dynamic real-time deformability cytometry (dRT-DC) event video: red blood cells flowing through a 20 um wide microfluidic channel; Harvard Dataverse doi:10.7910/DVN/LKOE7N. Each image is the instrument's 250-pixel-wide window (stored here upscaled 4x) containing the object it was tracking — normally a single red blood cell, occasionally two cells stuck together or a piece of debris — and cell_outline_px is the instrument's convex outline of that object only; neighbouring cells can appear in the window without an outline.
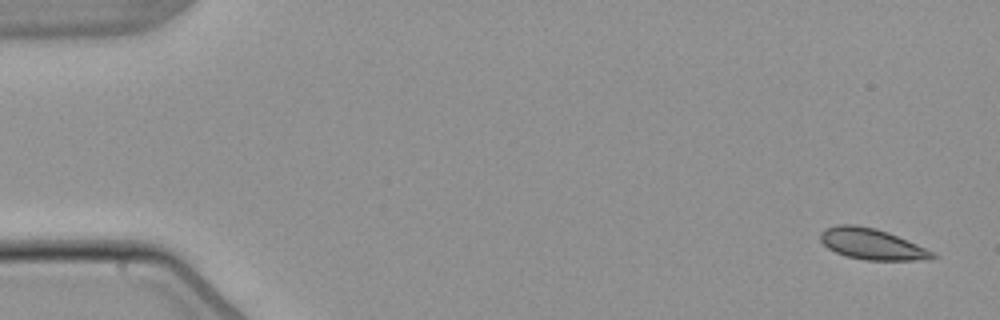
{"species": "common noctule bat (a hibernating species)", "species_latin": "Nyctalus noctula", "temperature_condition": "warm", "stored_images_in_passage": 6, "camera_frame_rate_fps": 3000, "um_per_image_px": 0.085, "animal": {"sex": "male", "body_mass_g": 21.5, "forearm_length_mm": 52.0}, "frame": {"image": 1, "passage_image": 1, "time_ms": 0.0, "image_size_px": [1000, 320], "cell_outline_px": [[940, 256], [916, 260], [864, 260], [844, 256], [828, 248], [820, 240], [820, 232], [824, 228], [836, 224], [852, 224], [876, 228], [888, 232], [916, 244]], "centroid_in_image_um": [74.03, 20.73], "position_along_channel_um": 11.0, "area_um2": 20.17}}
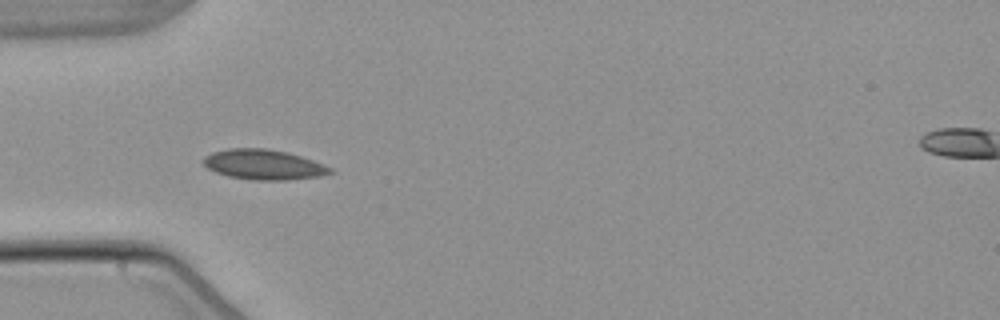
{"frame": {"image": 2, "passage_image": 5, "time_ms": 5.0, "image_size_px": [1000, 320], "cell_outline_px": [[336, 172], [320, 176], [288, 180], [252, 180], [228, 176], [216, 172], [208, 168], [200, 160], [204, 156], [212, 152], [228, 148], [264, 148], [288, 152], [312, 160], [332, 168]], "centroid_in_image_um": [22.39, 13.99], "position_along_channel_um": 62.6, "area_um2": 22.37}}
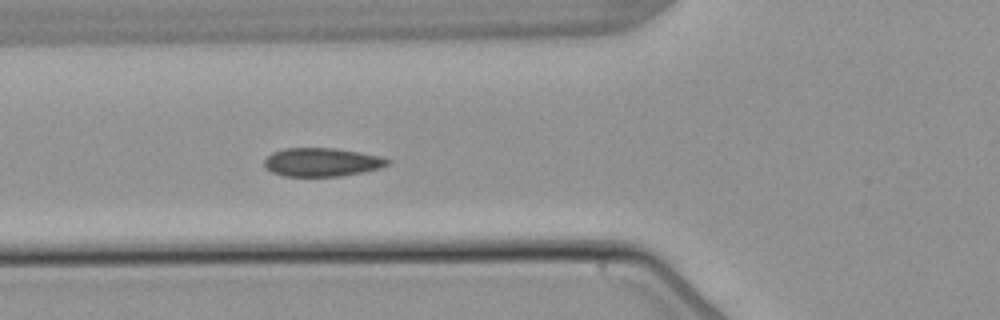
{"frame": {"image": 3, "passage_image": 6, "time_ms": 6.0, "image_size_px": [1000, 320], "cell_outline_px": [[392, 160], [388, 164], [380, 168], [364, 172], [340, 176], [284, 176], [272, 172], [264, 164], [264, 160], [272, 152], [284, 148], [336, 148], [360, 152], [380, 156]], "centroid_in_image_um": [27.38, 13.78], "position_along_channel_um": 98.4, "area_um2": 20.52}}